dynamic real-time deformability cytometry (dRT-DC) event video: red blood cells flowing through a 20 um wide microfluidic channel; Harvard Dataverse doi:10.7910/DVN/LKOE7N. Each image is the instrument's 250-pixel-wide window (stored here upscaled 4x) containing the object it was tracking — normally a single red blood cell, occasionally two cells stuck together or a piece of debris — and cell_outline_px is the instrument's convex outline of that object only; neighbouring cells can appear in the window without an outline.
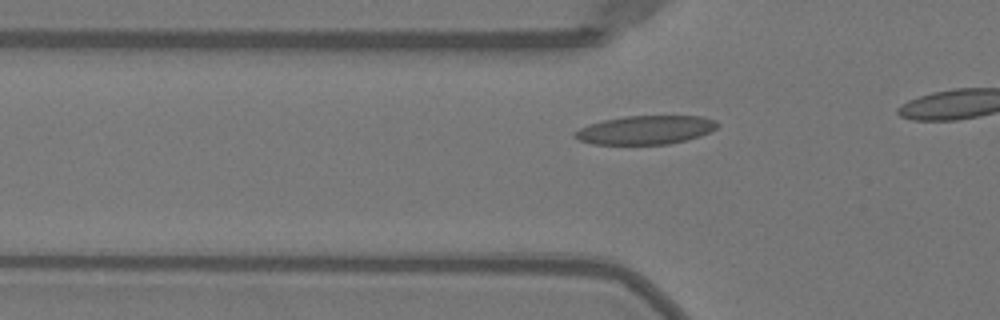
{"species": "Egyptian fruit bat (a non-hibernating species)", "species_latin": "Rousettus aegyptiacus", "temperature_condition": "warm", "stored_images_in_passage": 9, "camera_frame_rate_fps": 3000, "um_per_image_px": 0.085, "animal": {"sex": "female"}, "frame": {"image": 1, "passage_image": 3, "time_ms": 0.667, "image_size_px": [1000, 320], "cell_outline_px": [[720, 124], [716, 128], [700, 136], [668, 144], [592, 144], [580, 140], [572, 136], [572, 132], [588, 124], [604, 120], [624, 116], [704, 116], [716, 120]], "centroid_in_image_um": [54.86, 11.04], "position_along_channel_um": 70.9, "area_um2": 23.87}}
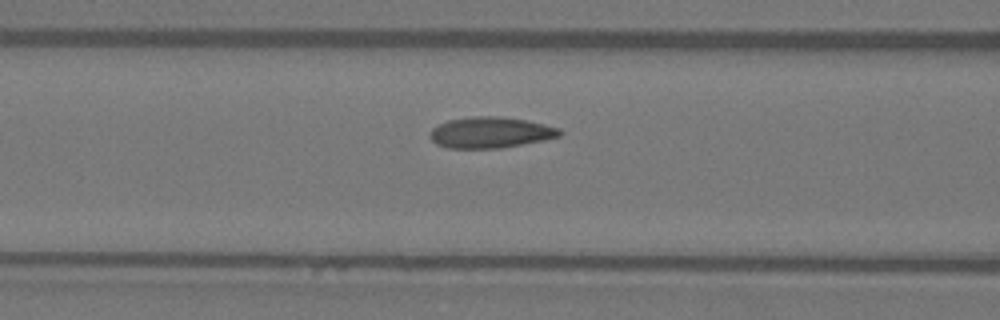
{"frame": {"image": 2, "passage_image": 7, "time_ms": 2.0, "image_size_px": [1000, 320], "cell_outline_px": [[564, 132], [560, 136], [544, 140], [500, 148], [448, 148], [436, 144], [428, 136], [428, 132], [432, 128], [448, 120], [472, 116], [500, 116], [524, 120], [544, 124], [560, 128]], "centroid_in_image_um": [41.68, 11.26], "position_along_channel_um": 124.9, "area_um2": 23.52}}